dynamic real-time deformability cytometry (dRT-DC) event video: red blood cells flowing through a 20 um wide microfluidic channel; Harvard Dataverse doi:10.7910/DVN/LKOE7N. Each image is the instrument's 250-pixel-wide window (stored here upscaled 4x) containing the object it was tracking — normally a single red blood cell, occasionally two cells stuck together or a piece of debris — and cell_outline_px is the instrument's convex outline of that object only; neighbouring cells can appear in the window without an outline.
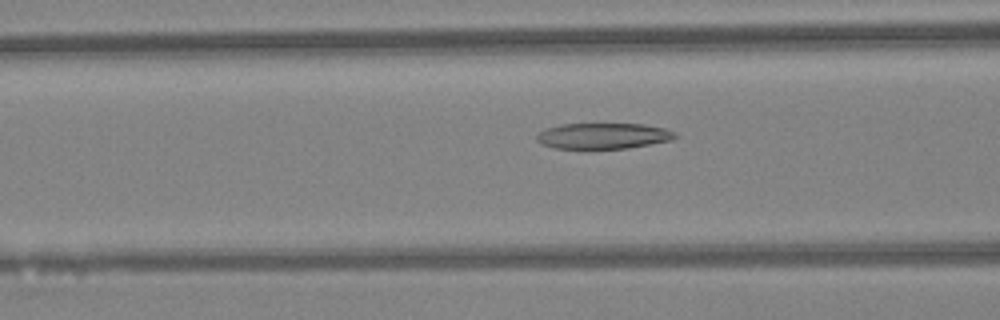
{"species": "Egyptian fruit bat (a non-hibernating species)", "species_latin": "Rousettus aegyptiacus", "temperature_condition": "warm", "stored_images_in_passage": 34, "camera_frame_rate_fps": 3000, "um_per_image_px": 0.085, "animal": {"sex": "female"}, "frame": {"image": 1, "passage_image": 15, "time_ms": 4.667, "image_size_px": [1000, 320], "cell_outline_px": [[680, 136], [672, 140], [628, 148], [552, 148], [540, 144], [536, 140], [536, 136], [544, 128], [560, 124], [644, 124], [664, 128], [676, 132]], "centroid_in_image_um": [51.27, 11.55], "position_along_channel_um": 115.3, "area_um2": 20.98}}
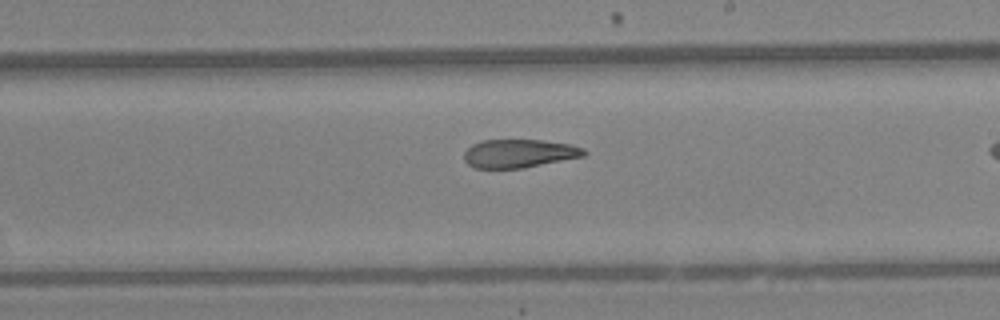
{"frame": {"image": 2, "passage_image": 24, "time_ms": 7.667, "image_size_px": [1000, 320], "cell_outline_px": [[588, 152], [584, 156], [524, 168], [476, 168], [468, 164], [464, 160], [464, 152], [472, 144], [480, 140], [540, 140], [572, 144], [584, 148]], "centroid_in_image_um": [44.14, 13.04], "position_along_channel_um": 244.9, "area_um2": 19.94}}
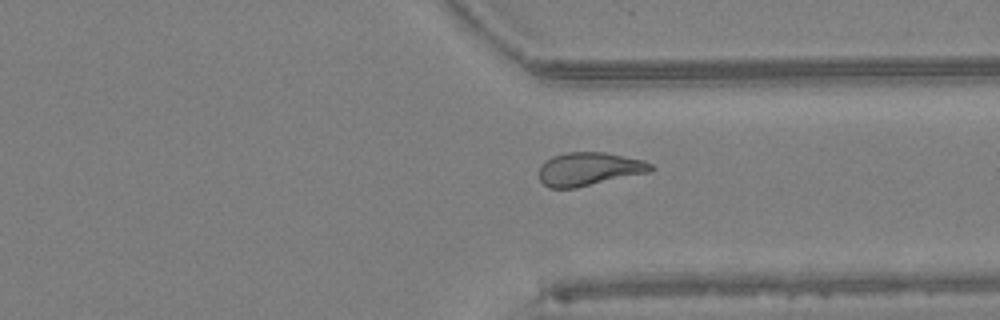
{"frame": {"image": 3, "passage_image": 32, "time_ms": 10.333, "image_size_px": [1000, 320], "cell_outline_px": [[656, 168], [652, 172], [576, 188], [548, 188], [540, 180], [540, 164], [544, 160], [552, 156], [568, 152], [604, 152], [644, 160], [652, 164]], "centroid_in_image_um": [50.1, 14.37], "position_along_channel_um": 361.3, "area_um2": 22.02}}